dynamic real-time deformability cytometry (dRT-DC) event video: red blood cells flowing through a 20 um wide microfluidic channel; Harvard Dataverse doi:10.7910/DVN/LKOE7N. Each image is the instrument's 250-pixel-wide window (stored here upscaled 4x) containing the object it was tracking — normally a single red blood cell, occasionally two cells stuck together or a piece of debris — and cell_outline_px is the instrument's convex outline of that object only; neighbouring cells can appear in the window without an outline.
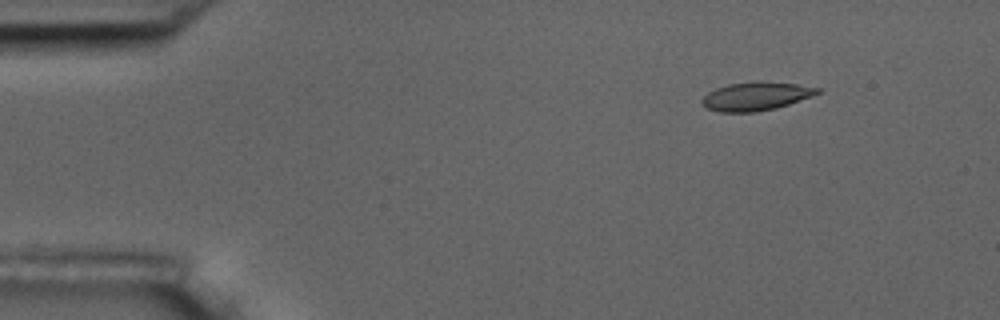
{"species": "common noctule bat (a hibernating species)", "species_latin": "Nyctalus noctula", "temperature_condition": "room temperature", "stored_images_in_passage": 5, "camera_frame_rate_fps": 3000, "um_per_image_px": 0.085, "animal": {"sex": "male", "body_mass_g": 17.5, "forearm_length_mm": 52.3}, "frame": {"image": 1, "passage_image": 2, "time_ms": 1.333, "image_size_px": [1000, 320], "cell_outline_px": [[820, 92], [788, 104], [776, 108], [756, 112], [720, 112], [708, 108], [700, 100], [708, 92], [716, 88], [728, 84], [752, 80], [760, 80], [796, 84], [820, 88]], "centroid_in_image_um": [64.22, 8.16], "position_along_channel_um": 20.8, "area_um2": 19.13}}
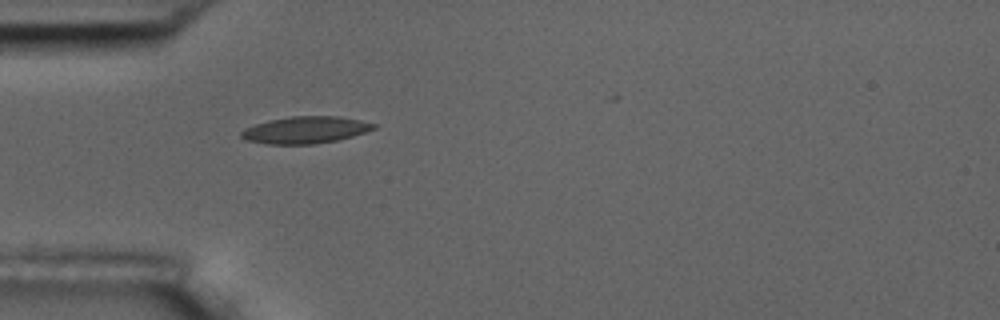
{"frame": {"image": 2, "passage_image": 5, "time_ms": 4.667, "image_size_px": [1000, 320], "cell_outline_px": [[376, 128], [352, 136], [336, 140], [312, 144], [268, 144], [248, 140], [240, 136], [240, 132], [244, 128], [268, 120], [292, 116], [340, 116], [360, 120], [376, 124]], "centroid_in_image_um": [25.95, 11.03], "position_along_channel_um": 59.1, "area_um2": 20.63}}